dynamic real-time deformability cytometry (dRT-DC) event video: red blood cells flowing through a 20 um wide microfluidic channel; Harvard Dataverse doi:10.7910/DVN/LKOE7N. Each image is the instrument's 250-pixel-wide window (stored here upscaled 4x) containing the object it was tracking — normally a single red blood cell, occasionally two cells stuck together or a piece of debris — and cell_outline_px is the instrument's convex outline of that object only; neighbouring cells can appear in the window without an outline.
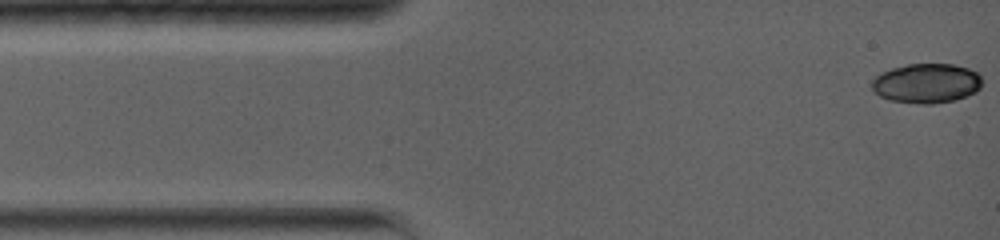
{"species": "common noctule bat (a hibernating species)", "species_latin": "Nyctalus noctula", "temperature_condition": "warm", "stored_images_in_passage": 13, "camera_frame_rate_fps": 5000, "um_per_image_px": 0.085, "animal": {"sex": "female", "body_mass_g": 19.0, "forearm_length_mm": 56.7}, "frame": {"image": 1, "passage_image": 1, "time_ms": 0.0, "image_size_px": [1000, 240], "cell_outline_px": [[980, 88], [976, 92], [956, 100], [932, 104], [924, 104], [888, 100], [880, 96], [872, 88], [872, 80], [880, 72], [892, 68], [908, 64], [952, 64], [968, 68], [976, 72], [980, 76]], "centroid_in_image_um": [78.74, 7.08], "position_along_channel_um": 6.3, "area_um2": 25.43}}
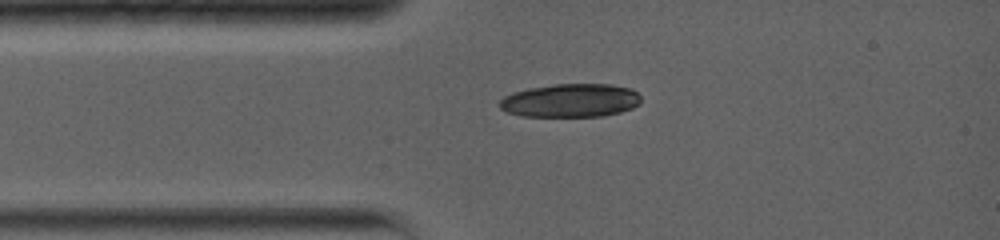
{"frame": {"image": 2, "passage_image": 11, "time_ms": 2.6, "image_size_px": [1000, 240], "cell_outline_px": [[640, 104], [632, 108], [620, 112], [600, 116], [520, 116], [508, 112], [500, 108], [500, 100], [504, 96], [512, 92], [528, 88], [556, 84], [612, 84], [628, 88], [636, 92], [640, 96]], "centroid_in_image_um": [48.49, 8.54], "position_along_channel_um": 36.5, "area_um2": 27.51}}